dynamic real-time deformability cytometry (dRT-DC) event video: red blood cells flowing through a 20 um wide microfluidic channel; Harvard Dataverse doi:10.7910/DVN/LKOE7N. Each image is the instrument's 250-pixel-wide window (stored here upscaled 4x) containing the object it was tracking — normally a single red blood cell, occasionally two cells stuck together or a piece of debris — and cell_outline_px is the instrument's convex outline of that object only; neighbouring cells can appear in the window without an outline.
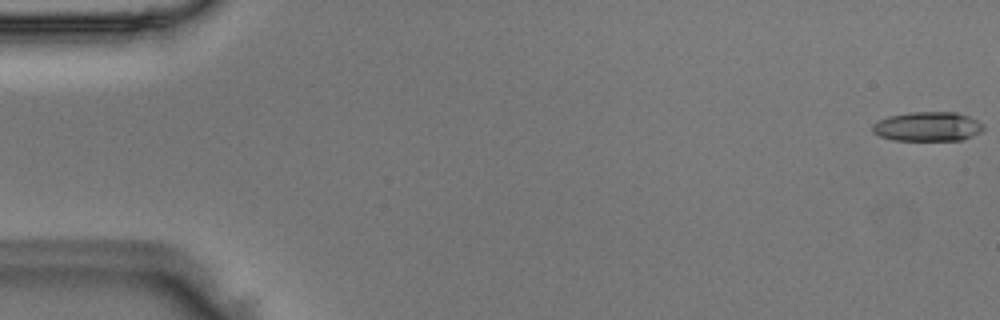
{"species": "Egyptian fruit bat (a non-hibernating species)", "species_latin": "Rousettus aegyptiacus", "temperature_condition": "room temperature", "stored_images_in_passage": 50, "camera_frame_rate_fps": 3000, "um_per_image_px": 0.085, "animal": {"sex": "male"}, "frame": {"image": 1, "passage_image": 1, "time_ms": 0.0, "image_size_px": [1000, 320], "cell_outline_px": [[984, 128], [980, 132], [972, 136], [960, 140], [892, 140], [880, 136], [872, 132], [872, 124], [888, 116], [908, 112], [956, 112], [968, 116], [984, 124]], "centroid_in_image_um": [78.83, 10.75], "position_along_channel_um": 6.2, "area_um2": 19.02}}
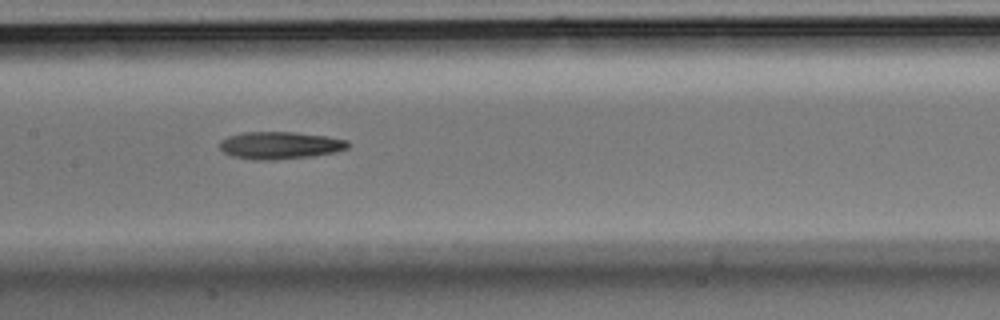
{"frame": {"image": 2, "passage_image": 25, "time_ms": 8.0, "image_size_px": [1000, 320], "cell_outline_px": [[352, 144], [348, 148], [336, 152], [312, 156], [272, 160], [252, 160], [232, 156], [224, 152], [220, 148], [220, 144], [228, 136], [244, 132], [292, 132], [328, 136], [348, 140]], "centroid_in_image_um": [23.86, 12.36], "position_along_channel_um": 183.5, "area_um2": 20.52}}
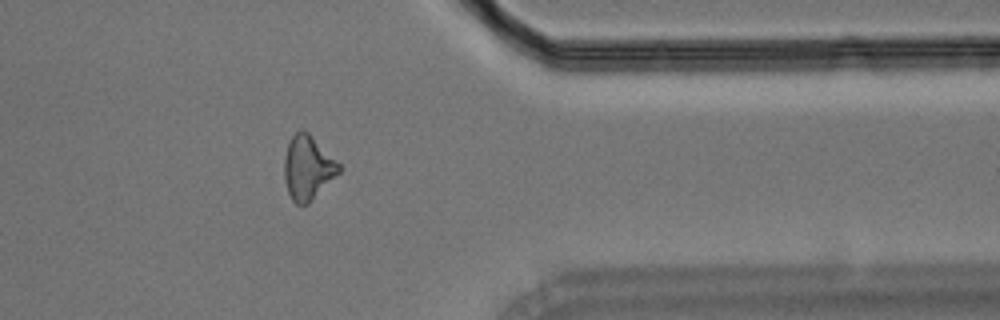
{"frame": {"image": 3, "passage_image": 41, "time_ms": 13.333, "image_size_px": [1000, 320], "cell_outline_px": [[340, 172], [308, 204], [296, 204], [292, 200], [288, 192], [284, 180], [284, 156], [288, 144], [292, 136], [300, 128], [308, 132], [340, 164]], "centroid_in_image_um": [26.14, 14.25], "position_along_channel_um": 385.3, "area_um2": 20.29}}